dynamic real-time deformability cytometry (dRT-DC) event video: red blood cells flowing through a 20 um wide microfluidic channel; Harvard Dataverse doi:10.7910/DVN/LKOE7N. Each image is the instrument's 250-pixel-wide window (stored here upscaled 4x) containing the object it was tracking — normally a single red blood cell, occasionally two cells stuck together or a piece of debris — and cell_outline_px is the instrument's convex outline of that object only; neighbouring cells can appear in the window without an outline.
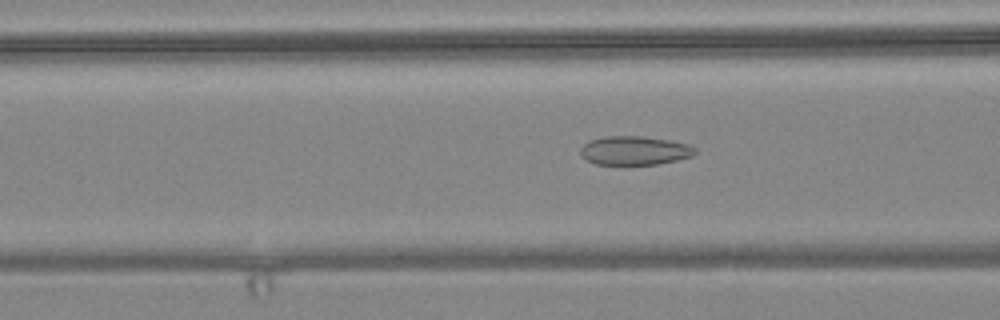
{"species": "common noctule bat (a hibernating species)", "species_latin": "Nyctalus noctula", "temperature_condition": "warm", "stored_images_in_passage": 57, "camera_frame_rate_fps": 3000, "um_per_image_px": 0.085, "animal": {"sex": "female", "body_mass_g": 24.6, "forearm_length_mm": 56.2}, "frame": {"image": 1, "passage_image": 22, "time_ms": 7.0, "image_size_px": [1000, 320], "cell_outline_px": [[696, 152], [692, 156], [676, 160], [656, 164], [596, 164], [584, 160], [580, 152], [580, 148], [584, 144], [592, 140], [604, 136], [644, 136], [668, 140], [688, 144], [696, 148]], "centroid_in_image_um": [53.92, 12.79], "position_along_channel_um": 112.7, "area_um2": 19.19}}
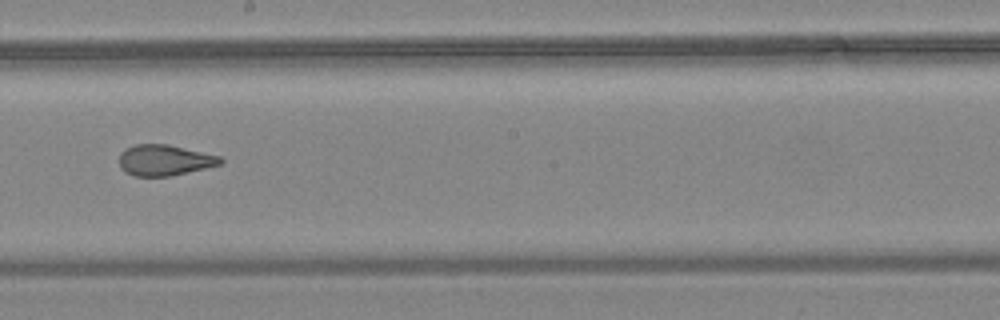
{"frame": {"image": 2, "passage_image": 32, "time_ms": 10.333, "image_size_px": [1000, 320], "cell_outline_px": [[224, 160], [220, 164], [172, 176], [136, 176], [124, 172], [120, 168], [120, 152], [124, 148], [136, 144], [168, 144], [220, 156]], "centroid_in_image_um": [13.95, 13.61], "position_along_channel_um": 234.3, "area_um2": 18.21}}
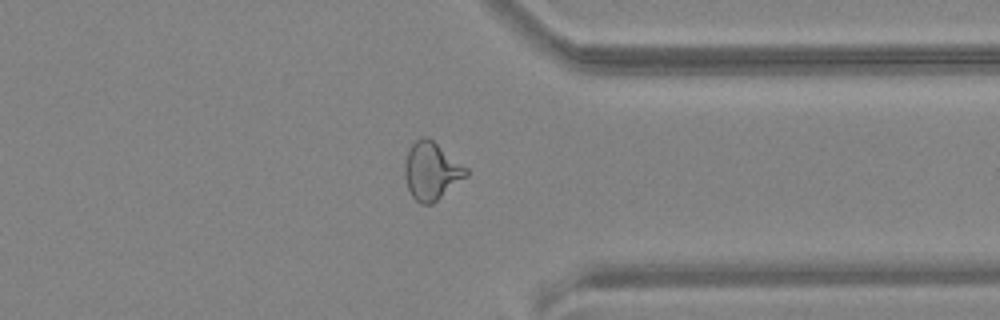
{"frame": {"image": 3, "passage_image": 44, "time_ms": 14.333, "image_size_px": [1000, 320], "cell_outline_px": [[468, 176], [432, 204], [420, 204], [412, 196], [408, 188], [404, 176], [404, 164], [408, 152], [412, 144], [416, 140], [424, 136], [428, 136], [468, 168]], "centroid_in_image_um": [36.68, 14.53], "position_along_channel_um": 374.7, "area_um2": 20.69}, "authors_computed_cell_mechanics": {"area_um2": 21.2704, "velocity_mm_per_s": 3.6408, "shape_relaxation_time_tau1_ms": null, "shape_relaxation_time_tau2_ms": 1.368, "deformation_change_tau1": null, "deformation_change_tau2": 0.0806}}